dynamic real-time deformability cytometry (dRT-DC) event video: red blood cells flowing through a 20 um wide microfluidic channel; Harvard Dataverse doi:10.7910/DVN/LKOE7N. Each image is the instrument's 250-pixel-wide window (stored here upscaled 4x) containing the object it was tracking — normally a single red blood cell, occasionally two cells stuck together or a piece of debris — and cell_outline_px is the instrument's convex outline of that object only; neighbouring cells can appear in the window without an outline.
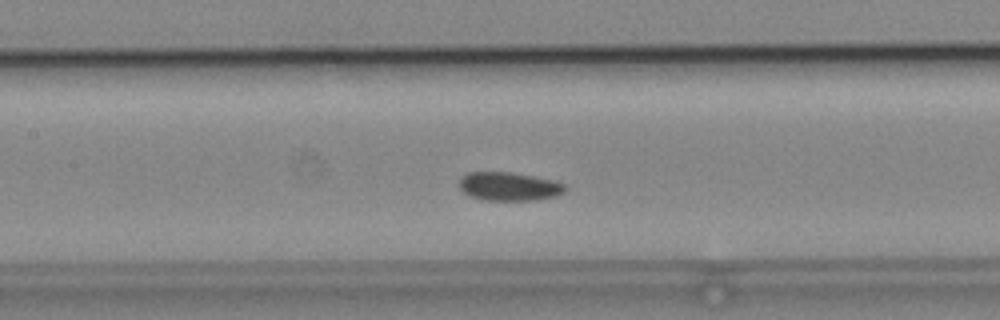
{"species": "common noctule bat (a hibernating species)", "species_latin": "Nyctalus noctula", "temperature_condition": "cold", "stored_images_in_passage": 37, "camera_frame_rate_fps": 3000, "um_per_image_px": 0.085, "animal": {"sex": "male", "body_mass_g": 19.2, "forearm_length_mm": 51.8}, "frame": {"image": 1, "passage_image": 8, "time_ms": 2.333, "image_size_px": [1000, 320], "cell_outline_px": [[568, 188], [564, 192], [556, 196], [536, 200], [484, 200], [472, 196], [464, 192], [460, 188], [460, 176], [468, 172], [508, 172], [532, 176], [552, 180], [564, 184]], "centroid_in_image_um": [43.27, 15.85], "position_along_channel_um": 164.1, "area_um2": 17.51}}
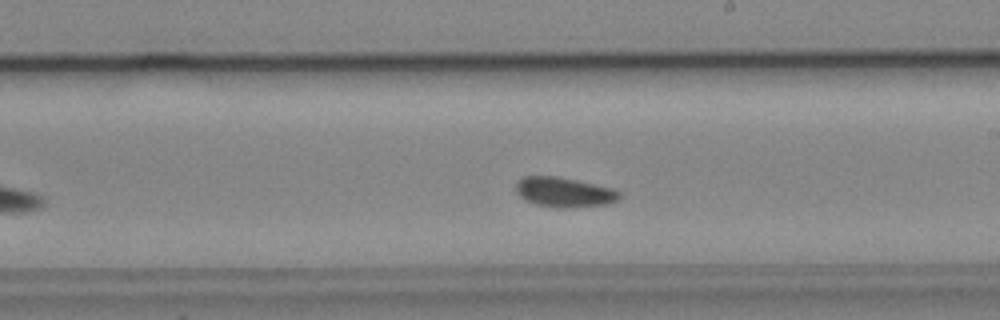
{"frame": {"image": 2, "passage_image": 14, "time_ms": 4.333, "image_size_px": [1000, 320], "cell_outline_px": [[620, 196], [616, 200], [608, 204], [564, 208], [560, 208], [536, 204], [524, 200], [516, 192], [516, 184], [524, 176], [556, 176], [576, 180], [612, 188], [620, 192]], "centroid_in_image_um": [47.93, 16.34], "position_along_channel_um": 241.1, "area_um2": 17.8}}
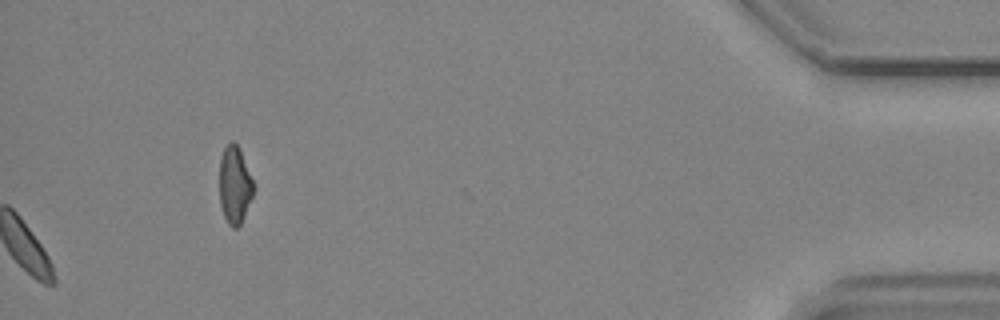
{"frame": {"image": 3, "passage_image": 37, "time_ms": 12.0, "image_size_px": [1000, 320], "cell_outline_px": [[256, 184], [252, 196], [244, 216], [240, 224], [236, 228], [232, 228], [228, 224], [224, 216], [220, 204], [220, 156], [224, 148], [232, 140], [240, 148]], "centroid_in_image_um": [19.97, 15.69], "position_along_channel_um": 415.2, "area_um2": 15.61}}